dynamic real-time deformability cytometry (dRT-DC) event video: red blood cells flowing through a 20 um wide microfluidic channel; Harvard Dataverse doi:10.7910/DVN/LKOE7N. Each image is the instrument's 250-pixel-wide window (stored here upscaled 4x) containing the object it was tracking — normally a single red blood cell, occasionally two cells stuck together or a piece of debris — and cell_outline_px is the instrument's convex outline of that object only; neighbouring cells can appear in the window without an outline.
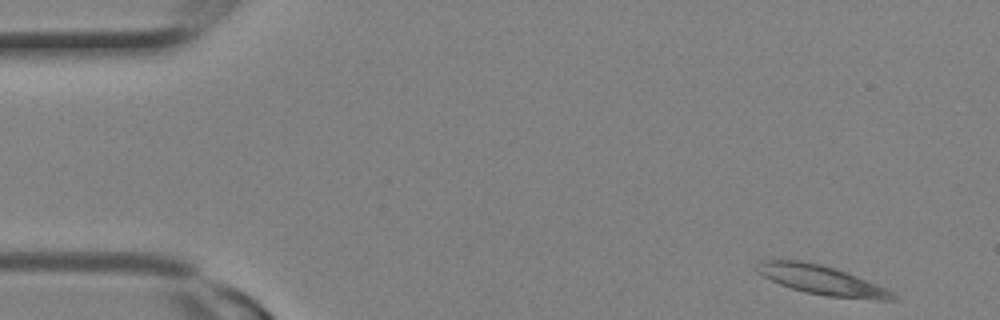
{"species": "Egyptian fruit bat (a non-hibernating species)", "species_latin": "Rousettus aegyptiacus", "temperature_condition": "room temperature", "stored_images_in_passage": 8, "camera_frame_rate_fps": 3000, "um_per_image_px": 0.085, "animal": {"sex": "female"}, "frame": {"image": 1, "passage_image": 1, "time_ms": 0.0, "image_size_px": [1000, 320], "cell_outline_px": [[896, 300], [876, 300], [828, 296], [808, 292], [792, 288], [780, 284], [756, 272], [756, 268], [764, 260], [800, 260], [820, 264], [856, 276], [884, 288], [892, 292], [896, 296]], "centroid_in_image_um": [69.84, 23.81], "position_along_channel_um": 15.2, "area_um2": 22.43}}
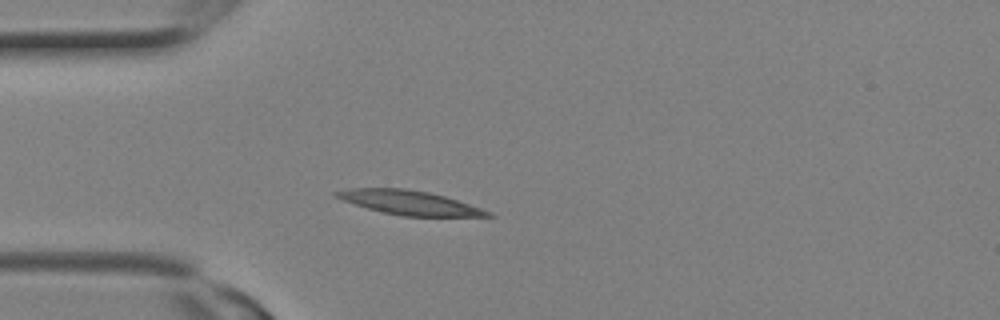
{"frame": {"image": 2, "passage_image": 6, "time_ms": 1.667, "image_size_px": [1000, 320], "cell_outline_px": [[496, 216], [400, 216], [368, 208], [332, 196], [332, 192], [352, 188], [404, 188], [428, 192], [444, 196], [492, 212]], "centroid_in_image_um": [34.77, 17.22], "position_along_channel_um": 50.2, "area_um2": 20.98}}
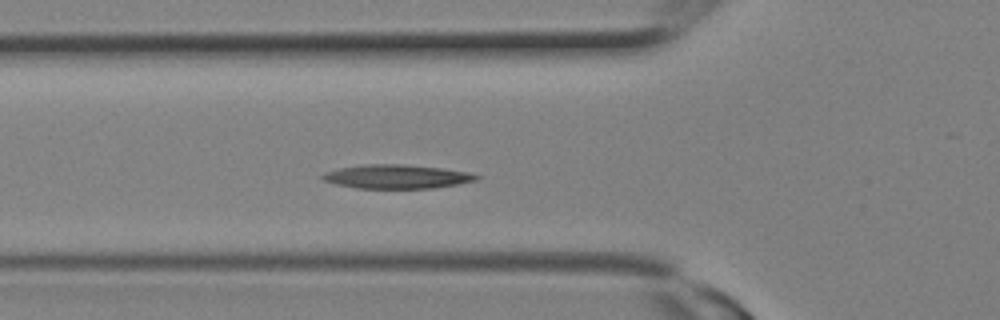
{"frame": {"image": 3, "passage_image": 8, "time_ms": 2.333, "image_size_px": [1000, 320], "cell_outline_px": [[480, 176], [476, 180], [456, 184], [432, 188], [356, 188], [336, 184], [324, 180], [320, 176], [324, 172], [340, 168], [364, 164], [404, 164], [440, 168], [472, 172]], "centroid_in_image_um": [33.71, 15.0], "position_along_channel_um": 92.1, "area_um2": 21.33}}